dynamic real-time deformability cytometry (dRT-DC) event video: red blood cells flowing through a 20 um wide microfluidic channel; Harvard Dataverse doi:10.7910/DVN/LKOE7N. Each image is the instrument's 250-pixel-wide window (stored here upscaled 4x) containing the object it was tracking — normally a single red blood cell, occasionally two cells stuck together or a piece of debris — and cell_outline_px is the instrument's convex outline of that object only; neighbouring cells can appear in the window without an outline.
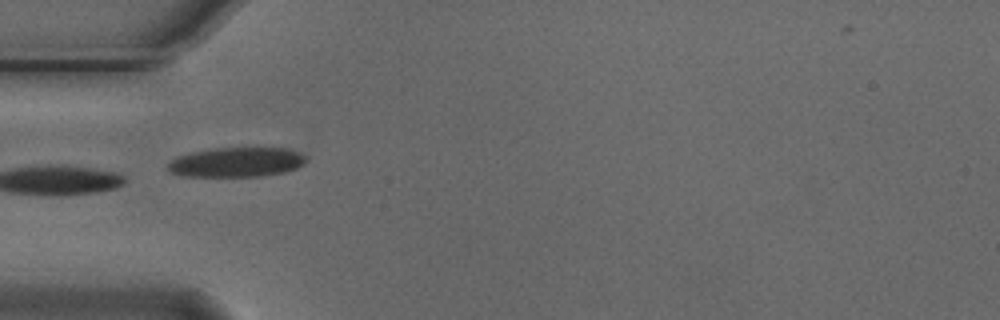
{"species": "Egyptian fruit bat (a non-hibernating species)", "species_latin": "Rousettus aegyptiacus", "temperature_condition": "cold", "stored_images_in_passage": 3, "camera_frame_rate_fps": 3000, "um_per_image_px": 0.085, "animal": {"sex": "male"}, "frame": {"image": 1, "passage_image": 2, "time_ms": 0.333, "image_size_px": [1000, 320], "cell_outline_px": [[304, 164], [296, 168], [284, 172], [264, 176], [184, 176], [172, 172], [168, 168], [168, 164], [176, 156], [192, 152], [212, 148], [288, 148], [300, 152], [304, 156]], "centroid_in_image_um": [20.11, 13.78], "position_along_channel_um": 64.9, "area_um2": 23.76}}